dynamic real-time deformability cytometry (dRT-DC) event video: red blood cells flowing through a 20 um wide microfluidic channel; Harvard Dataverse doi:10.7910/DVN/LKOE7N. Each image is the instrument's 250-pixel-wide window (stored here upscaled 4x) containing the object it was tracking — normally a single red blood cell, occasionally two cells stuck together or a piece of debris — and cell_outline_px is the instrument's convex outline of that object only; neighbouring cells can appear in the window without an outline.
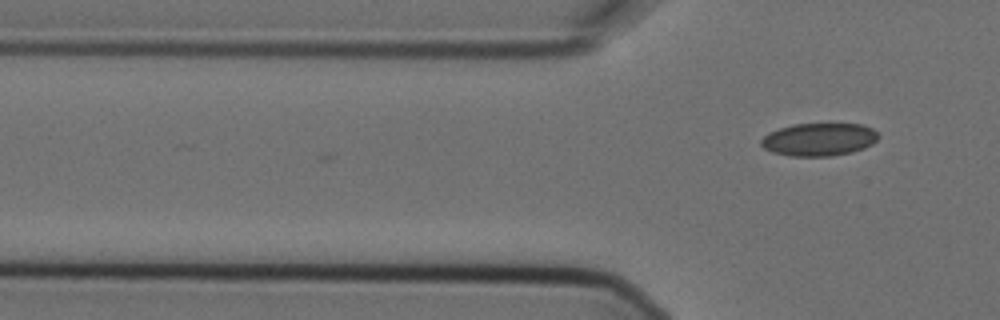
{"species": "Egyptian fruit bat (a non-hibernating species)", "species_latin": "Rousettus aegyptiacus", "temperature_condition": "cold", "stored_images_in_passage": 3, "camera_frame_rate_fps": 3000, "um_per_image_px": 0.085, "animal": {"sex": "female"}, "frame": {"image": 1, "passage_image": 3, "time_ms": 0.667, "image_size_px": [1000, 320], "cell_outline_px": [[880, 136], [872, 144], [864, 148], [852, 152], [832, 156], [792, 156], [772, 152], [764, 148], [760, 144], [760, 140], [768, 132], [792, 124], [864, 124], [872, 128]], "centroid_in_image_um": [69.61, 11.85], "position_along_channel_um": 56.2, "area_um2": 22.54}}